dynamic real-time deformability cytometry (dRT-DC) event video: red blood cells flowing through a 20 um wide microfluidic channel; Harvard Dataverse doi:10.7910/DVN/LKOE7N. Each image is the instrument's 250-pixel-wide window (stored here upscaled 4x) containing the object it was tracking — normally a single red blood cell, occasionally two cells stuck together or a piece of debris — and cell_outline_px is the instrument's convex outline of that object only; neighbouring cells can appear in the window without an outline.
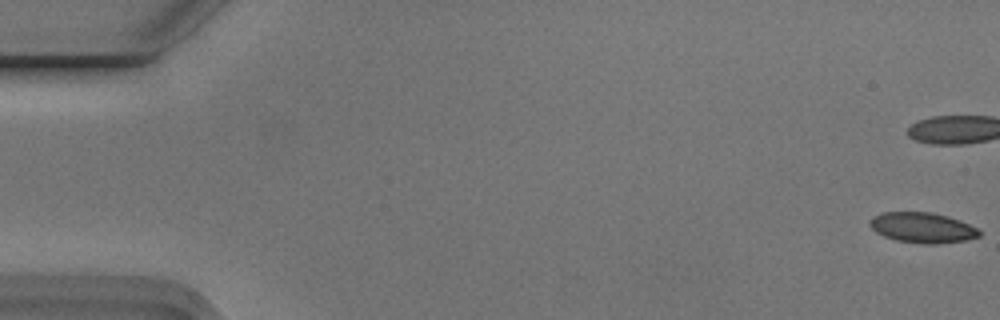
{"species": "Egyptian fruit bat (a non-hibernating species)", "species_latin": "Rousettus aegyptiacus", "temperature_condition": "cold", "stored_images_in_passage": 48, "camera_frame_rate_fps": 3000, "um_per_image_px": 0.085, "animal": {"sex": "male"}, "frame": {"image": 1, "passage_image": 1, "time_ms": 0.0, "image_size_px": [1000, 320], "cell_outline_px": [[980, 236], [964, 240], [936, 244], [924, 244], [896, 240], [884, 236], [876, 232], [868, 224], [868, 220], [872, 216], [884, 212], [932, 212], [948, 216], [960, 220], [976, 228], [980, 232]], "centroid_in_image_um": [78.37, 19.34], "position_along_channel_um": 6.6, "area_um2": 19.36}}